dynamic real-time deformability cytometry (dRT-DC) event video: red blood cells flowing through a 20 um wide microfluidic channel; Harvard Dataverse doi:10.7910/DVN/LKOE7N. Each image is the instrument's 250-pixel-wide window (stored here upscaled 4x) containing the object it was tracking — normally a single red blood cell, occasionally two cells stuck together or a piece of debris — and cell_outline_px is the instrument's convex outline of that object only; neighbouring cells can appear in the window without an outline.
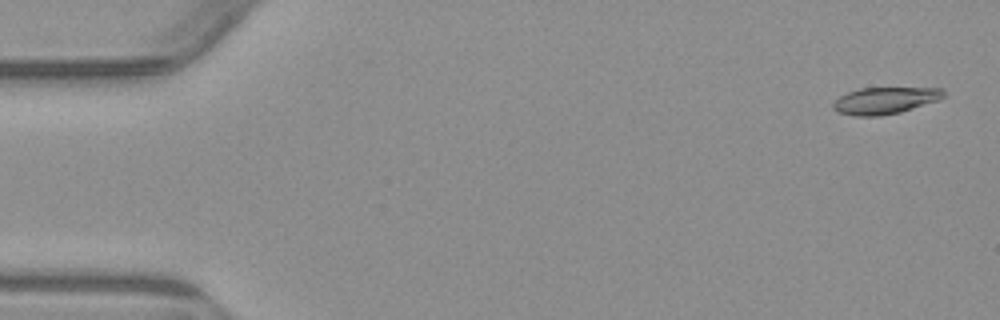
{"species": "common noctule bat (a hibernating species)", "species_latin": "Nyctalus noctula", "temperature_condition": "warm", "stored_images_in_passage": 6, "camera_frame_rate_fps": 3000, "um_per_image_px": 0.085, "animal": {"sex": "male", "body_mass_g": 23.1, "forearm_length_mm": 52.7}, "frame": {"image": 1, "passage_image": 1, "time_ms": 0.0, "image_size_px": [1000, 320], "cell_outline_px": [[944, 96], [940, 100], [900, 112], [880, 116], [856, 116], [840, 112], [832, 108], [832, 104], [840, 96], [848, 92], [860, 88], [944, 88]], "centroid_in_image_um": [75.24, 8.54], "position_along_channel_um": 9.8, "area_um2": 17.17}}